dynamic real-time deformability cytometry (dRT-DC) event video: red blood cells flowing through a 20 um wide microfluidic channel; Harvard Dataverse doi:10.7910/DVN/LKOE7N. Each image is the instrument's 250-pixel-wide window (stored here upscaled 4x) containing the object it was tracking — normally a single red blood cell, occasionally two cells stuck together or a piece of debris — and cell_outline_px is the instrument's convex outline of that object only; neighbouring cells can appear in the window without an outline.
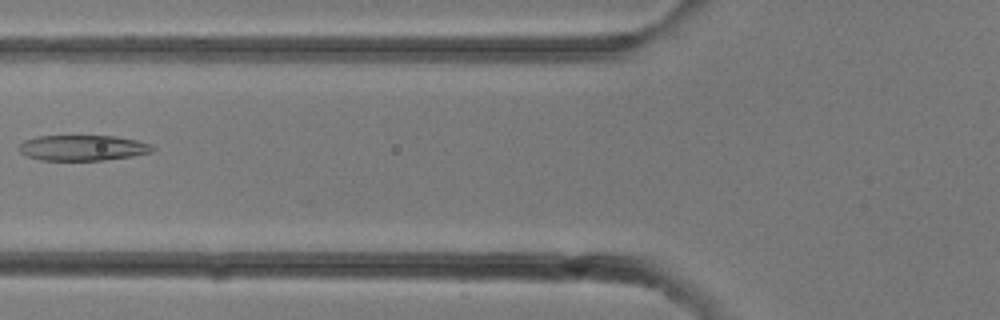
{"species": "common noctule bat (a hibernating species)", "species_latin": "Nyctalus noctula", "temperature_condition": "room temperature", "stored_images_in_passage": 9, "camera_frame_rate_fps": 3000, "um_per_image_px": 0.085, "animal": {"sex": "female"}, "frame": {"image": 1, "passage_image": 6, "time_ms": 1.667, "image_size_px": [1000, 320], "cell_outline_px": [[156, 148], [152, 152], [132, 156], [104, 160], [40, 160], [28, 156], [20, 152], [16, 148], [24, 140], [36, 136], [116, 136], [136, 140], [148, 144]], "centroid_in_image_um": [7.0, 12.56], "position_along_channel_um": 118.8, "area_um2": 19.88}}
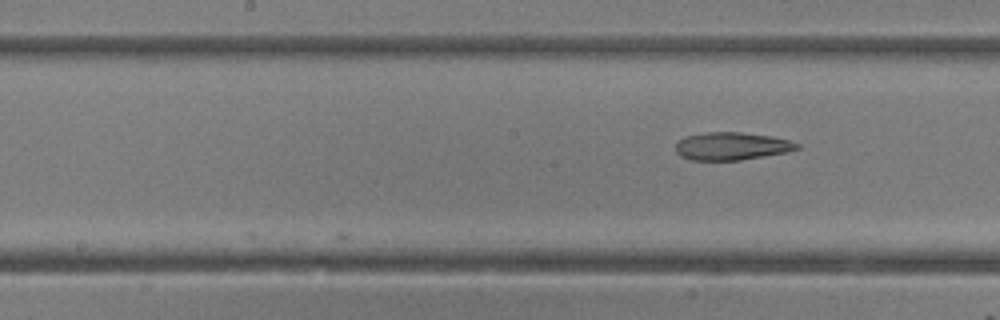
{"frame": {"image": 2, "passage_image": 9, "time_ms": 2.667, "image_size_px": [1000, 320], "cell_outline_px": [[800, 148], [788, 152], [740, 160], [692, 160], [680, 156], [676, 152], [676, 144], [684, 136], [708, 132], [740, 132], [772, 136], [788, 140], [800, 144]], "centroid_in_image_um": [62.2, 12.42], "position_along_channel_um": 186.0, "area_um2": 19.65}}